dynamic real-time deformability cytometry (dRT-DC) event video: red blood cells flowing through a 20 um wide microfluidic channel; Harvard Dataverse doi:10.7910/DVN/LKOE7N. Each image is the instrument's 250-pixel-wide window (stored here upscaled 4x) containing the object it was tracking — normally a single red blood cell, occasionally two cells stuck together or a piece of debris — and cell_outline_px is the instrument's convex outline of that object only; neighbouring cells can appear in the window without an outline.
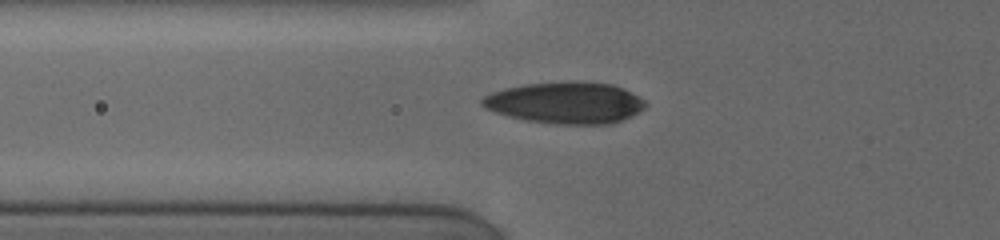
{"species": "human", "species_latin": "Homo sapiens", "temperature_condition": "cold", "stored_images_in_passage": 15, "camera_frame_rate_fps": 3000, "um_per_image_px": 0.085, "donor": {"sex": "female"}, "frame": {"image": 1, "passage_image": 12, "time_ms": 7.667, "image_size_px": [1000, 240], "cell_outline_px": [[648, 104], [644, 108], [612, 124], [548, 124], [524, 120], [492, 112], [484, 108], [480, 104], [480, 100], [484, 96], [492, 92], [504, 88], [524, 84], [612, 84], [644, 100]], "centroid_in_image_um": [47.96, 8.79], "position_along_channel_um": 77.8, "area_um2": 38.49}}
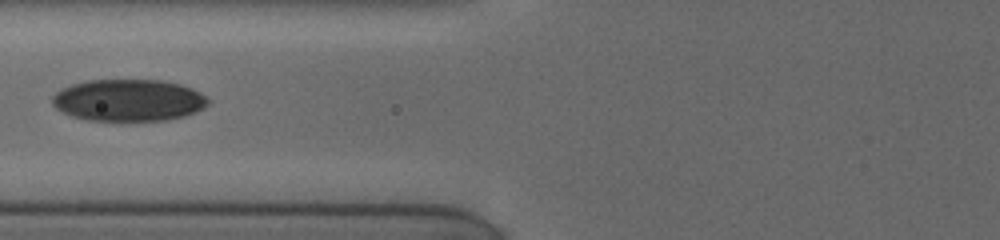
{"frame": {"image": 2, "passage_image": 13, "time_ms": 8.667, "image_size_px": [1000, 240], "cell_outline_px": [[208, 104], [204, 108], [196, 112], [184, 116], [168, 120], [88, 120], [72, 116], [56, 108], [52, 104], [52, 96], [60, 88], [72, 84], [88, 80], [160, 80], [180, 84], [192, 88], [200, 92], [208, 100]], "centroid_in_image_um": [10.91, 8.51], "position_along_channel_um": 114.9, "area_um2": 38.03}}
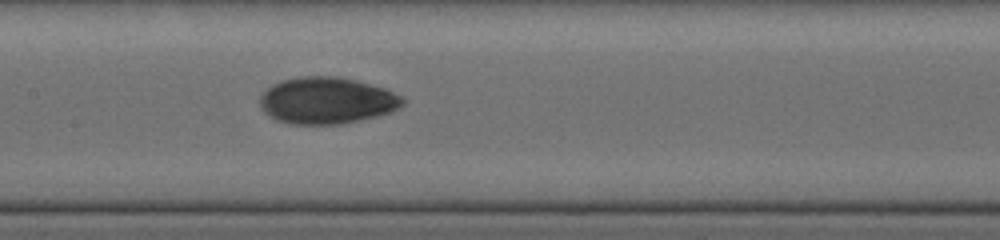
{"frame": {"image": 3, "passage_image": 15, "time_ms": 10.333, "image_size_px": [1000, 240], "cell_outline_px": [[404, 104], [392, 112], [360, 120], [340, 124], [292, 124], [276, 120], [264, 112], [260, 108], [260, 96], [264, 88], [280, 80], [300, 76], [336, 76], [356, 80], [384, 88], [400, 96], [404, 100]], "centroid_in_image_um": [27.73, 8.54], "position_along_channel_um": 179.7, "area_um2": 39.02}}